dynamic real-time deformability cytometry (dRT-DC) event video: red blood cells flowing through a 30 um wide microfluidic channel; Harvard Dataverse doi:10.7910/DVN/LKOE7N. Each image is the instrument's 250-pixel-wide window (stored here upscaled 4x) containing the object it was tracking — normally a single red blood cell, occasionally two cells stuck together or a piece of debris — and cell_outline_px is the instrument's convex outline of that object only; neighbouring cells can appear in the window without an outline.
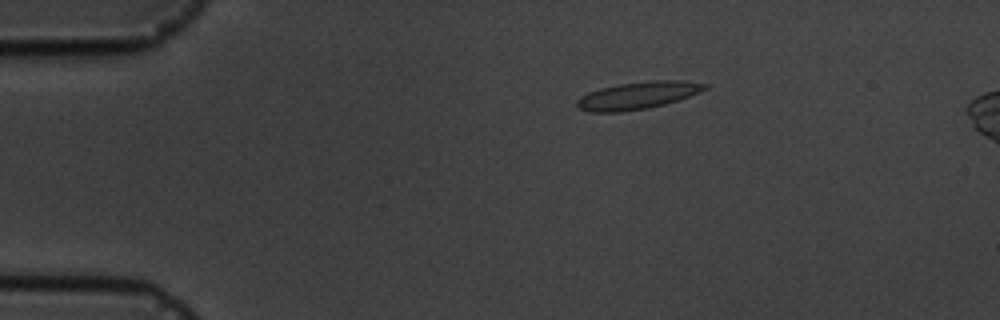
{"species": "common noctule bat (a hibernating species)", "species_latin": "Nyctalus noctula", "temperature_condition": "cold", "stored_images_in_passage": 5, "camera_frame_rate_fps": 3000, "um_per_image_px": 0.085, "animal": {"sex": "male", "body_mass_g": 19.5, "forearm_length_mm": 54.6}, "frame": {"image": 1, "passage_image": 5, "time_ms": 4.667, "image_size_px": [1000, 320], "cell_outline_px": [[708, 88], [700, 92], [664, 104], [648, 108], [620, 112], [588, 112], [580, 108], [576, 104], [576, 100], [580, 96], [588, 92], [600, 88], [620, 84], [652, 80], [680, 80], [708, 84]], "centroid_in_image_um": [54.19, 8.11], "position_along_channel_um": 30.8, "area_um2": 20.29}}